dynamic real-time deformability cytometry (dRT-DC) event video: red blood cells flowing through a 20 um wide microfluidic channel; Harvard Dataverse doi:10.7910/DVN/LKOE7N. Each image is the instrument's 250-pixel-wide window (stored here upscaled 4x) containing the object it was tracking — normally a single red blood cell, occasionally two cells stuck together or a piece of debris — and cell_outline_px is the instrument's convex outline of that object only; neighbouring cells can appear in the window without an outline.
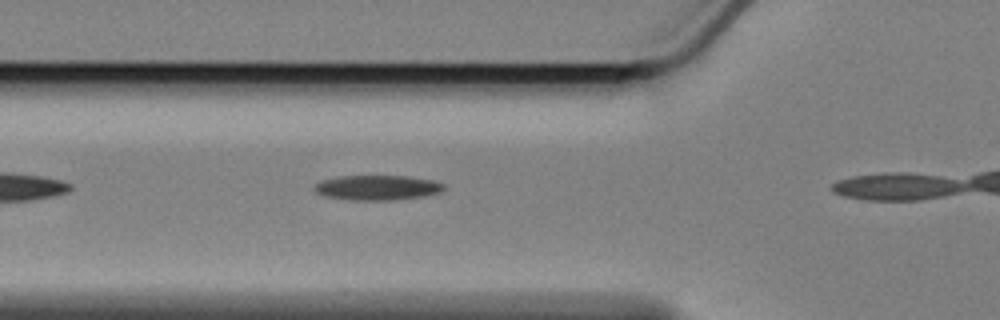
{"species": "Egyptian fruit bat (a non-hibernating species)", "species_latin": "Rousettus aegyptiacus", "temperature_condition": "cold", "stored_images_in_passage": 8, "camera_frame_rate_fps": 3000, "um_per_image_px": 0.085, "animal": {"sex": "female"}, "frame": {"image": 1, "passage_image": 7, "time_ms": 2.0, "image_size_px": [1000, 320], "cell_outline_px": [[444, 188], [440, 192], [424, 196], [396, 200], [352, 200], [324, 196], [316, 192], [312, 188], [320, 180], [340, 176], [408, 176], [432, 180], [444, 184]], "centroid_in_image_um": [32.05, 15.95], "position_along_channel_um": 93.8, "area_um2": 18.84}}